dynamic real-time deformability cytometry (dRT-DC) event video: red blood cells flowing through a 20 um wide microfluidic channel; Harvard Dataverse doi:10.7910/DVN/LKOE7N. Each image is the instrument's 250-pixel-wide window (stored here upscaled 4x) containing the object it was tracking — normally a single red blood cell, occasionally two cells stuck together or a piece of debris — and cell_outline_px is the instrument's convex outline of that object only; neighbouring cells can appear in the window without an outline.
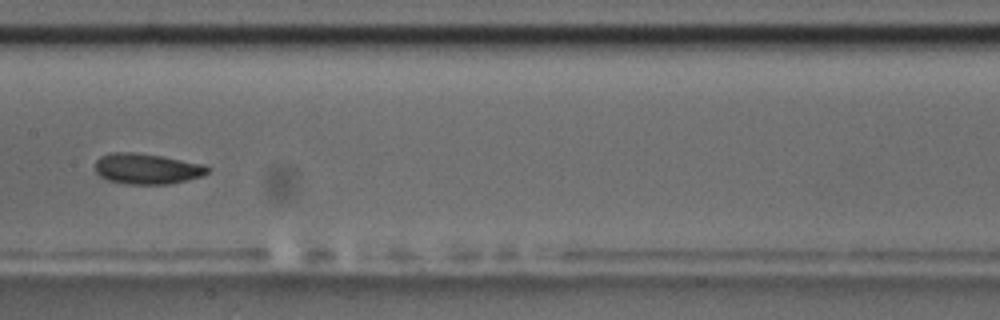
{"species": "common noctule bat (a hibernating species)", "species_latin": "Nyctalus noctula", "temperature_condition": "room temperature", "stored_images_in_passage": 4, "camera_frame_rate_fps": 3000, "um_per_image_px": 0.085, "animal": {"sex": "male", "body_mass_g": 17.5, "forearm_length_mm": 52.3}, "frame": {"image": 1, "passage_image": 4, "time_ms": 3.667, "image_size_px": [1000, 320], "cell_outline_px": [[212, 168], [204, 176], [188, 180], [168, 184], [128, 184], [108, 180], [100, 176], [96, 172], [96, 160], [100, 156], [112, 152], [136, 152], [164, 156], [204, 164]], "centroid_in_image_um": [12.53, 14.33], "position_along_channel_um": 194.9, "area_um2": 20.35}}